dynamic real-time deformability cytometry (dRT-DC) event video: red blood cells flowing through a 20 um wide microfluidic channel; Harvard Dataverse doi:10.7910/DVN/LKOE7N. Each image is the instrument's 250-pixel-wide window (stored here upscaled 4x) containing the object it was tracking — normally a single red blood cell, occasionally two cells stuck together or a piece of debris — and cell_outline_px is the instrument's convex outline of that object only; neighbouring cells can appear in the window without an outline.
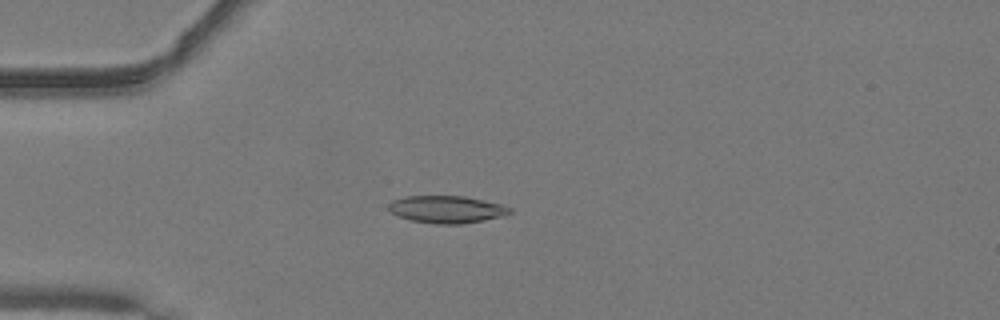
{"species": "common noctule bat (a hibernating species)", "species_latin": "Nyctalus noctula", "temperature_condition": "warm", "stored_images_in_passage": 41, "camera_frame_rate_fps": 3000, "um_per_image_px": 0.085, "animal": {"sex": "male", "body_mass_g": 19.2, "forearm_length_mm": 51.8}, "frame": {"image": 1, "passage_image": 5, "time_ms": 1.333, "image_size_px": [1000, 320], "cell_outline_px": [[512, 212], [504, 216], [484, 220], [460, 224], [436, 224], [412, 220], [400, 216], [392, 212], [388, 208], [388, 204], [392, 200], [404, 196], [464, 196], [484, 200], [500, 204], [512, 208]], "centroid_in_image_um": [37.99, 17.79], "position_along_channel_um": 47.0, "area_um2": 19.25}}
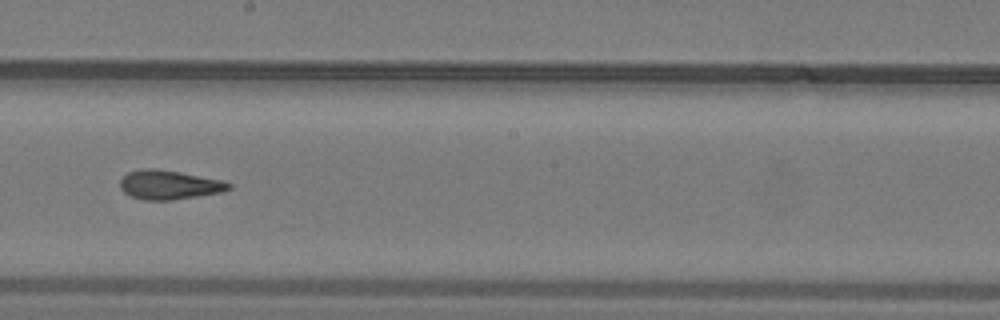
{"frame": {"image": 2, "passage_image": 20, "time_ms": 6.333, "image_size_px": [1000, 320], "cell_outline_px": [[232, 188], [220, 192], [172, 200], [144, 200], [128, 196], [120, 188], [120, 180], [128, 172], [140, 168], [156, 168], [180, 172], [224, 180], [232, 184]], "centroid_in_image_um": [14.35, 15.7], "position_along_channel_um": 233.8, "area_um2": 18.61}}
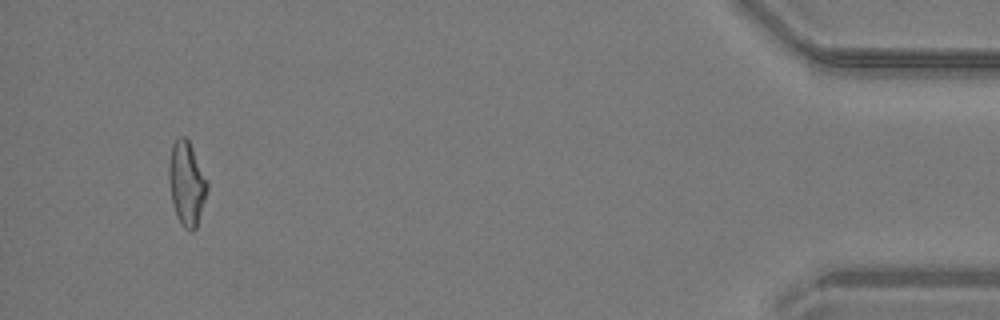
{"frame": {"image": 3, "passage_image": 39, "time_ms": 12.667, "image_size_px": [1000, 320], "cell_outline_px": [[208, 188], [196, 228], [192, 232], [184, 228], [176, 216], [172, 204], [168, 180], [168, 164], [172, 144], [180, 136], [184, 136], [188, 140], [208, 180]], "centroid_in_image_um": [15.85, 15.6], "position_along_channel_um": 419.4, "area_um2": 18.84}, "authors_computed_cell_mechanics": {"area_um2": 18.3804, "velocity_mm_per_s": 4.1073, "shape_relaxation_time_tau1_ms": 6.8724, "shape_relaxation_time_tau2_ms": 2.429, "deformation_change_tau1": 0.2, "deformation_change_tau2": 0.1171}}